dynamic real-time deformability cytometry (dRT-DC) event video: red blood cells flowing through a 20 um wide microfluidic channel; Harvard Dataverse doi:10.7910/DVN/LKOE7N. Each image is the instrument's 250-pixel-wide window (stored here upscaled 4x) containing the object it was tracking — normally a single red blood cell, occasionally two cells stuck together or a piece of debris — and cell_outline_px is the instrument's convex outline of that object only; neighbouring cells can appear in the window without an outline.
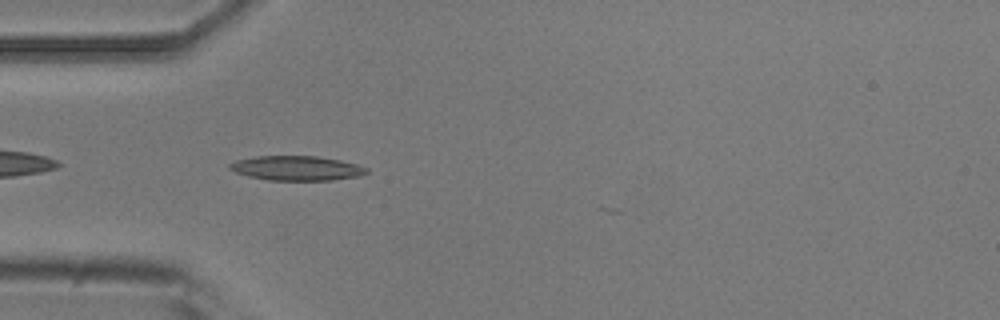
{"species": "common noctule bat (a hibernating species)", "species_latin": "Nyctalus noctula", "temperature_condition": "room temperature", "stored_images_in_passage": 5, "camera_frame_rate_fps": 3000, "um_per_image_px": 0.085, "animal": {"sex": "male", "body_mass_g": 20.5, "forearm_length_mm": 52.5}, "frame": {"image": 1, "passage_image": 2, "time_ms": 0.333, "image_size_px": [1000, 320], "cell_outline_px": [[368, 172], [360, 176], [332, 180], [268, 180], [248, 176], [236, 172], [228, 168], [228, 164], [236, 160], [256, 156], [316, 156], [340, 160], [356, 164], [368, 168]], "centroid_in_image_um": [25.21, 14.29], "position_along_channel_um": 59.8, "area_um2": 19.59}}